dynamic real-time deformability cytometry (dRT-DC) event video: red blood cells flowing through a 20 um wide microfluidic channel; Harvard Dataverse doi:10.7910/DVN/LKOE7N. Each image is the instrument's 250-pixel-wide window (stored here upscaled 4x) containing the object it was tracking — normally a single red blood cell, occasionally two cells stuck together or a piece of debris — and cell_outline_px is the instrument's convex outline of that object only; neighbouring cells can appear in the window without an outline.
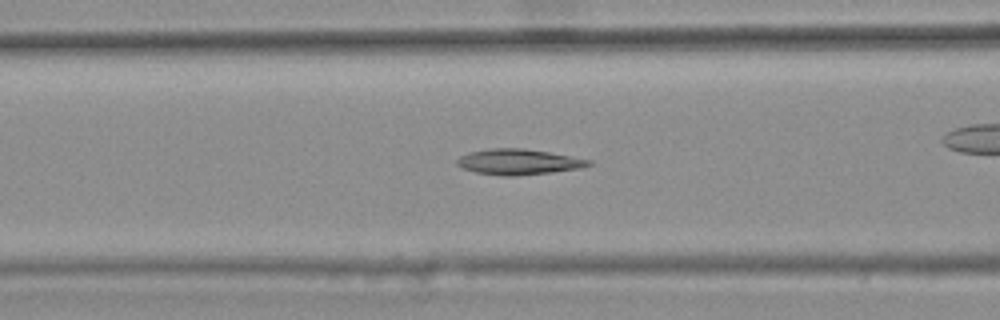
{"species": "common noctule bat (a hibernating species)", "species_latin": "Nyctalus noctula", "temperature_condition": "warm", "stored_images_in_passage": 49, "camera_frame_rate_fps": 3000, "um_per_image_px": 0.085, "animal": {"sex": "female", "body_mass_g": 25.1}, "frame": {"image": 1, "passage_image": 22, "time_ms": 7.0, "image_size_px": [1000, 320], "cell_outline_px": [[592, 164], [584, 168], [552, 172], [512, 176], [500, 176], [476, 172], [464, 168], [456, 164], [456, 160], [460, 156], [468, 152], [488, 148], [524, 148], [548, 152], [592, 160]], "centroid_in_image_um": [44.08, 13.75], "position_along_channel_um": 122.5, "area_um2": 19.71}}
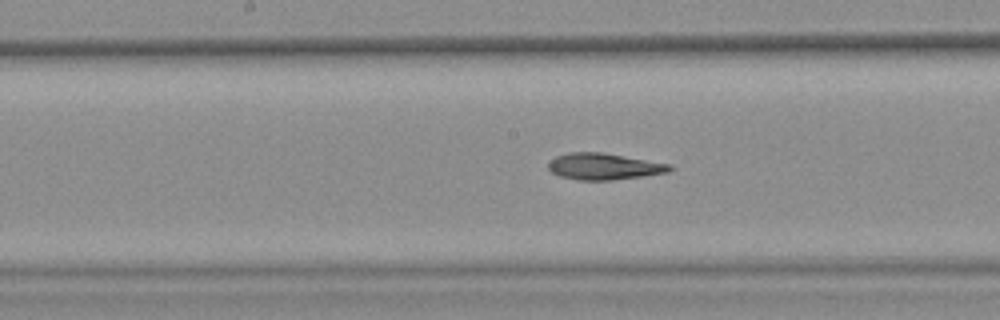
{"frame": {"image": 2, "passage_image": 28, "time_ms": 9.0, "image_size_px": [1000, 320], "cell_outline_px": [[676, 168], [668, 172], [612, 180], [576, 180], [560, 176], [552, 172], [548, 168], [548, 164], [556, 156], [568, 152], [604, 152], [672, 164]], "centroid_in_image_um": [51.37, 14.14], "position_along_channel_um": 196.8, "area_um2": 18.84}, "authors_computed_cell_mechanics": {"area_um2": 19.1318, "velocity_mm_per_s": 3.7243, "shape_relaxation_time_tau1_ms": null, "shape_relaxation_time_tau2_ms": 7.8356, "deformation_change_tau1": null, "deformation_change_tau2": 0.1883}}